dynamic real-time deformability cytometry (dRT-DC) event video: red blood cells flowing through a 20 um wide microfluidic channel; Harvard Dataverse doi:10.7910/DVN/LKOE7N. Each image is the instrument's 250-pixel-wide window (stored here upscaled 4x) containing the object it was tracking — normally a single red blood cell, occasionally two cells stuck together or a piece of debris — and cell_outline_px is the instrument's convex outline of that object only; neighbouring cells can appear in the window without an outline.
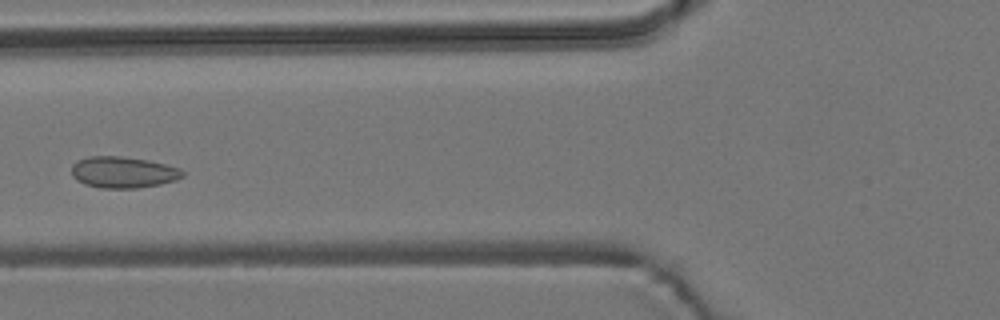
{"species": "common noctule bat (a hibernating species)", "species_latin": "Nyctalus noctula", "temperature_condition": "room temperature", "stored_images_in_passage": 6, "camera_frame_rate_fps": 3000, "um_per_image_px": 0.085, "animal": {"sex": "male", "body_mass_g": 19.2, "forearm_length_mm": 51.8}, "frame": {"image": 1, "passage_image": 5, "time_ms": 4.667, "image_size_px": [1000, 320], "cell_outline_px": [[184, 176], [176, 180], [160, 184], [136, 188], [100, 188], [84, 184], [76, 180], [72, 176], [72, 164], [76, 160], [88, 156], [120, 156], [148, 160], [180, 168], [184, 172]], "centroid_in_image_um": [10.44, 14.64], "position_along_channel_um": 115.4, "area_um2": 20.4}}
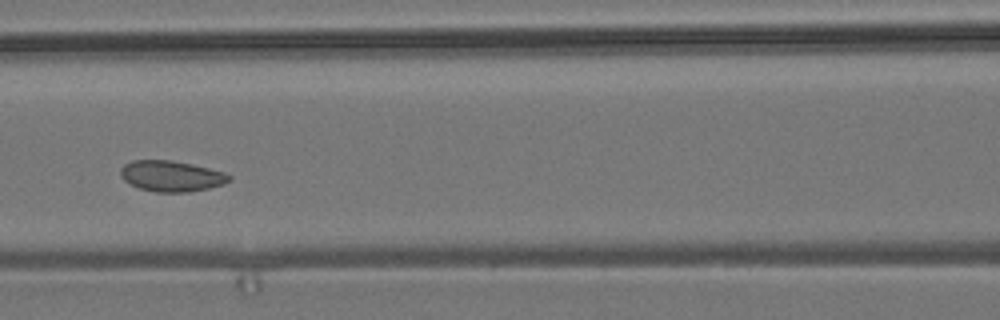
{"frame": {"image": 2, "passage_image": 6, "time_ms": 5.667, "image_size_px": [1000, 320], "cell_outline_px": [[232, 180], [224, 184], [208, 188], [188, 192], [156, 192], [140, 188], [124, 180], [120, 176], [120, 168], [124, 164], [132, 160], [172, 160], [192, 164], [224, 172], [232, 176]], "centroid_in_image_um": [14.57, 14.96], "position_along_channel_um": 152.0, "area_um2": 19.54}}